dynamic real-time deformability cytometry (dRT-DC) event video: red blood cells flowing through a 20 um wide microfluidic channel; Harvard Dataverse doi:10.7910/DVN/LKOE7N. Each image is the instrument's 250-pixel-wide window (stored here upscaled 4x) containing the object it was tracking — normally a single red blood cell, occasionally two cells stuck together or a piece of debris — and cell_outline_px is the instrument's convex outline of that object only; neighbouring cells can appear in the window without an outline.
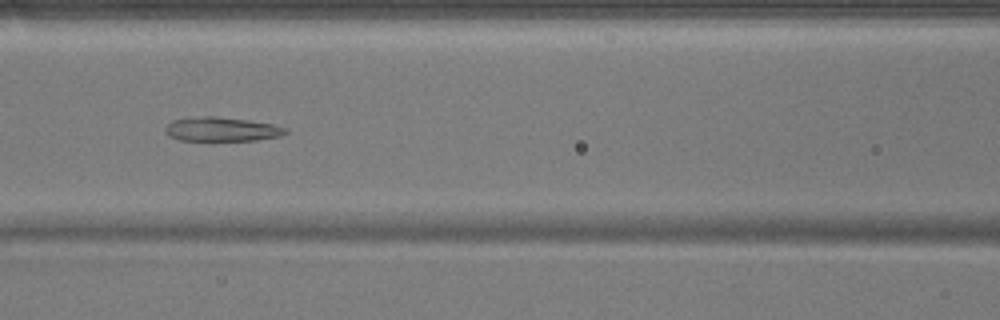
{"species": "common noctule bat (a hibernating species)", "species_latin": "Nyctalus noctula", "temperature_condition": "warm", "stored_images_in_passage": 50, "camera_frame_rate_fps": 3000, "um_per_image_px": 0.085, "animal": {"sex": "male", "body_mass_g": 17.9}, "frame": {"image": 1, "passage_image": 21, "time_ms": 6.667, "image_size_px": [1000, 320], "cell_outline_px": [[288, 132], [280, 136], [256, 140], [180, 140], [168, 136], [164, 132], [164, 128], [172, 120], [204, 116], [216, 116], [248, 120], [272, 124], [288, 128]], "centroid_in_image_um": [18.84, 10.98], "position_along_channel_um": 147.8, "area_um2": 16.88}}
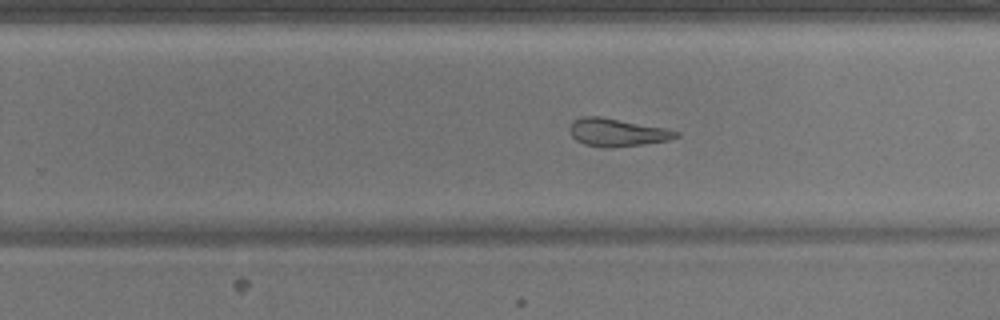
{"frame": {"image": 2, "passage_image": 31, "time_ms": 10.0, "image_size_px": [1000, 320], "cell_outline_px": [[680, 136], [668, 140], [644, 144], [584, 144], [576, 140], [572, 136], [568, 128], [572, 120], [580, 116], [600, 116], [668, 128], [680, 132]], "centroid_in_image_um": [52.47, 11.18], "position_along_channel_um": 277.3, "area_um2": 16.65}}
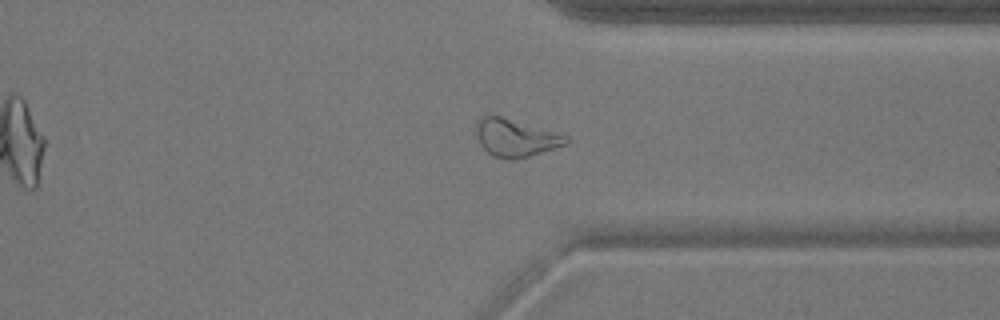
{"frame": {"image": 3, "passage_image": 38, "time_ms": 12.333, "image_size_px": [1000, 320], "cell_outline_px": [[572, 140], [568, 144], [528, 156], [508, 160], [504, 160], [492, 156], [480, 144], [476, 136], [476, 124], [480, 116], [488, 112], [568, 136]], "centroid_in_image_um": [43.78, 11.69], "position_along_channel_um": 367.6, "area_um2": 19.94}, "authors_computed_cell_mechanics": {"area_um2": 21.0392, "velocity_mm_per_s": 3.8937, "shape_relaxation_time_tau1_ms": null, "shape_relaxation_time_tau2_ms": 3.5042, "deformation_change_tau1": null, "deformation_change_tau2": 0.1299}}